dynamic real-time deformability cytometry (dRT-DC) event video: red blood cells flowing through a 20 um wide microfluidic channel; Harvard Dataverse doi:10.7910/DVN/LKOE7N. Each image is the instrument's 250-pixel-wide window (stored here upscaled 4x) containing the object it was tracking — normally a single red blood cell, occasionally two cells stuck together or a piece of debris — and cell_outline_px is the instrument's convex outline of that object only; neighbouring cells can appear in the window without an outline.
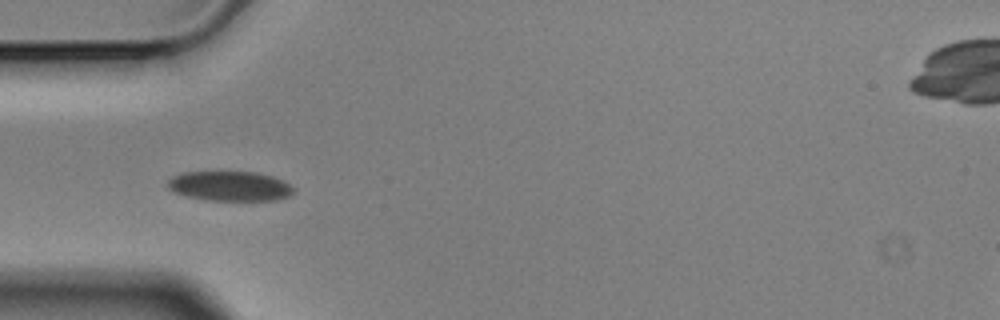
{"species": "Egyptian fruit bat (a non-hibernating species)", "species_latin": "Rousettus aegyptiacus", "temperature_condition": "cold", "stored_images_in_passage": 9, "camera_frame_rate_fps": 3000, "um_per_image_px": 0.085, "animal": {"sex": "male"}, "frame": {"image": 1, "passage_image": 3, "time_ms": 0.667, "image_size_px": [1000, 320], "cell_outline_px": [[296, 188], [288, 196], [276, 200], [204, 200], [184, 196], [168, 188], [168, 180], [172, 176], [184, 172], [256, 172], [272, 176], [284, 180]], "centroid_in_image_um": [19.55, 15.82], "position_along_channel_um": 65.5, "area_um2": 21.91}}
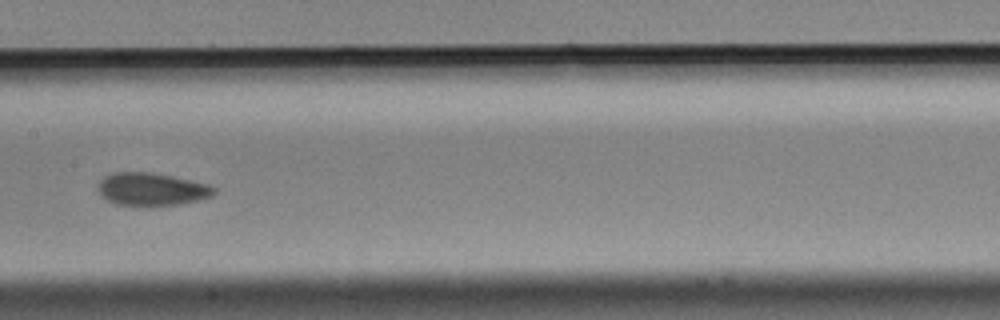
{"frame": {"image": 2, "passage_image": 6, "time_ms": 1.667, "image_size_px": [1000, 320], "cell_outline_px": [[216, 192], [212, 196], [180, 204], [116, 204], [108, 200], [100, 192], [100, 180], [104, 176], [112, 172], [148, 172], [172, 176], [208, 184], [216, 188]], "centroid_in_image_um": [12.92, 16.05], "position_along_channel_um": 194.5, "area_um2": 21.5}}
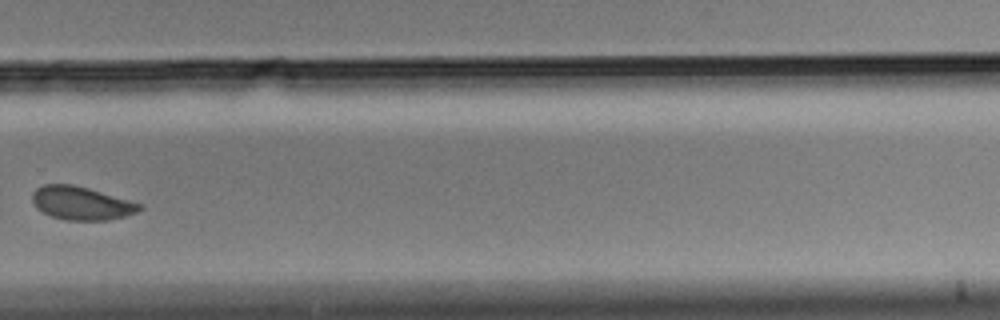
{"frame": {"image": 3, "passage_image": 9, "time_ms": 2.667, "image_size_px": [1000, 320], "cell_outline_px": [[144, 208], [136, 212], [124, 216], [104, 220], [64, 220], [52, 216], [36, 208], [32, 200], [32, 192], [36, 188], [44, 184], [72, 184], [88, 188], [144, 204]], "centroid_in_image_um": [6.92, 17.26], "position_along_channel_um": 322.9, "area_um2": 20.81}}